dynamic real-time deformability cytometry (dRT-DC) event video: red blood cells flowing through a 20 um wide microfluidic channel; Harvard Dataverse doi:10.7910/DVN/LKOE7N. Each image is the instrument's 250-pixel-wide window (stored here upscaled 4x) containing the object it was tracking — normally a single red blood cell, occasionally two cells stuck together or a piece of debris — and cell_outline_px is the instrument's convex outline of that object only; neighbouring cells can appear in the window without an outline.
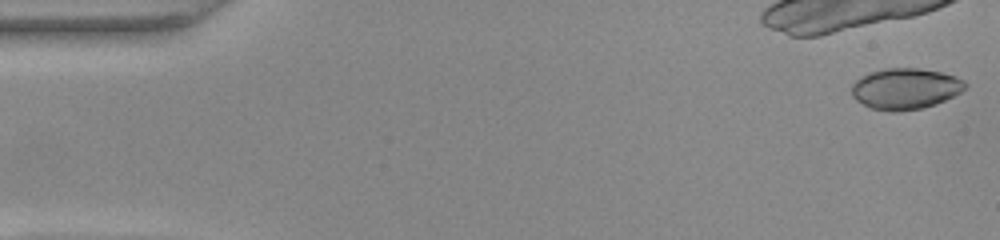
{"species": "common noctule bat (a hibernating species)", "species_latin": "Nyctalus noctula", "temperature_condition": "warm", "stored_images_in_passage": 18, "camera_frame_rate_fps": 3000, "um_per_image_px": 0.085, "animal": {"sex": "female", "body_mass_g": 22.0, "forearm_length_mm": 56.7}, "frame": {"image": 1, "passage_image": 1, "time_ms": 0.0, "image_size_px": [1000, 240], "cell_outline_px": [[968, 84], [960, 92], [936, 104], [920, 108], [900, 112], [892, 112], [872, 108], [856, 100], [852, 96], [852, 84], [856, 80], [868, 72], [884, 68], [920, 68], [940, 72], [956, 76], [964, 80]], "centroid_in_image_um": [76.94, 7.53], "position_along_channel_um": 8.1, "area_um2": 27.17}}